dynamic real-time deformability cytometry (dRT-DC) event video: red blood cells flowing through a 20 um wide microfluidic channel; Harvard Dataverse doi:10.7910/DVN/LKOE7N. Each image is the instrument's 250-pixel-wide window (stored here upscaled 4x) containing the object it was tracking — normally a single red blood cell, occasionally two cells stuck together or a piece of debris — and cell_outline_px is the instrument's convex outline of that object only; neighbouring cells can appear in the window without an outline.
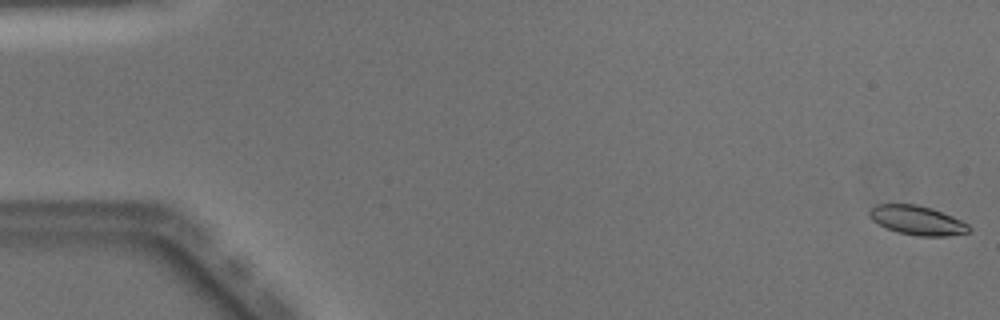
{"species": "Egyptian fruit bat (a non-hibernating species)", "species_latin": "Rousettus aegyptiacus", "temperature_condition": "warm", "stored_images_in_passage": 51, "camera_frame_rate_fps": 3000, "um_per_image_px": 0.085, "animal": {"sex": "male"}, "frame": {"image": 1, "passage_image": 1, "time_ms": 0.0, "image_size_px": [1000, 320], "cell_outline_px": [[972, 228], [968, 232], [944, 236], [920, 236], [896, 232], [872, 220], [868, 216], [868, 212], [876, 204], [916, 204], [932, 208], [952, 216], [968, 224]], "centroid_in_image_um": [77.95, 18.72], "position_along_channel_um": 7.0, "area_um2": 16.82}}
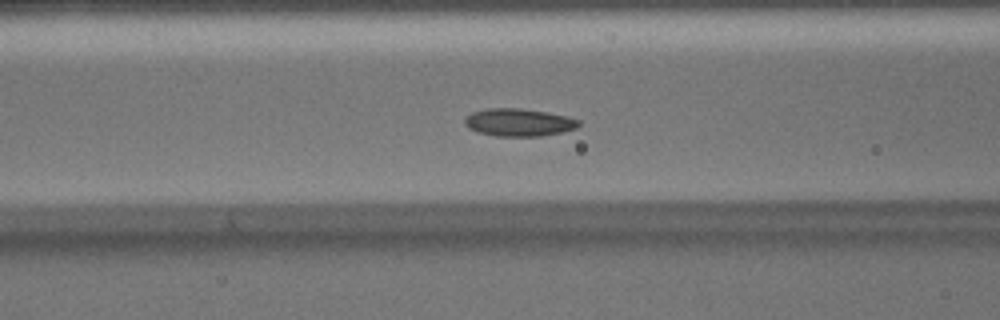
{"frame": {"image": 2, "passage_image": 21, "time_ms": 6.667, "image_size_px": [1000, 320], "cell_outline_px": [[580, 124], [576, 128], [560, 132], [540, 136], [496, 136], [480, 132], [468, 128], [464, 124], [464, 120], [472, 112], [488, 108], [520, 108], [568, 116], [580, 120]], "centroid_in_image_um": [44.09, 10.4], "position_along_channel_um": 122.5, "area_um2": 18.21}}
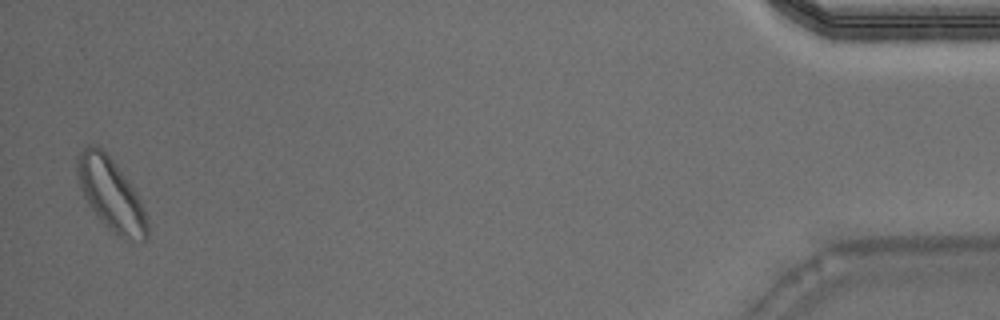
{"frame": {"image": 3, "passage_image": 50, "time_ms": 16.333, "image_size_px": [1000, 320], "cell_outline_px": [[148, 236], [144, 240], [132, 244], [116, 236], [104, 224], [88, 204], [80, 188], [76, 176], [76, 160], [80, 152], [88, 144], [96, 144], [112, 160], [136, 192], [140, 200], [148, 220]], "centroid_in_image_um": [9.43, 16.59], "position_along_channel_um": 425.8, "area_um2": 29.59}, "authors_computed_cell_mechanics": {"area_um2": 17.8024, "velocity_mm_per_s": 4.0217, "shape_relaxation_time_tau1_ms": 2.4563, "shape_relaxation_time_tau2_ms": 5.0253, "deformation_change_tau1": 0.094, "deformation_change_tau2": 0.1035}}